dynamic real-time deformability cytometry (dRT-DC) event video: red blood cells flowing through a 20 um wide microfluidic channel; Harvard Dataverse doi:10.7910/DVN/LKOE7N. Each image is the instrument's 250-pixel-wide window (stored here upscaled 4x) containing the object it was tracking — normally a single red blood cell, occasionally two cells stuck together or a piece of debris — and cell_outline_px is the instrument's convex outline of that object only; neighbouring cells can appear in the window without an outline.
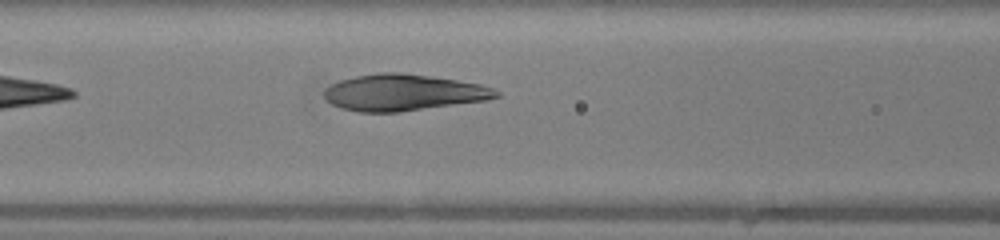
{"species": "human", "species_latin": "Homo sapiens", "temperature_condition": "warm", "stored_images_in_passage": 26, "camera_frame_rate_fps": 3000, "um_per_image_px": 0.085, "donor": {"sex": "female"}, "frame": {"image": 1, "passage_image": 5, "time_ms": 1.333, "image_size_px": [1000, 240], "cell_outline_px": [[500, 96], [488, 100], [400, 112], [356, 112], [340, 108], [332, 104], [324, 96], [324, 88], [340, 80], [356, 76], [380, 72], [400, 72], [456, 80], [480, 84], [492, 88], [500, 92]], "centroid_in_image_um": [34.27, 7.87], "position_along_channel_um": 132.3, "area_um2": 36.53}}
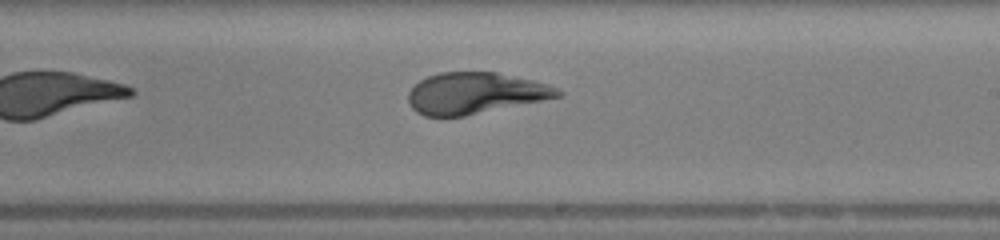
{"frame": {"image": 2, "passage_image": 13, "time_ms": 4.0, "image_size_px": [1000, 240], "cell_outline_px": [[564, 92], [560, 96], [464, 116], [424, 116], [416, 112], [412, 108], [408, 100], [408, 92], [420, 80], [428, 76], [440, 72], [496, 72], [532, 80], [548, 84]], "centroid_in_image_um": [40.35, 7.92], "position_along_channel_um": 248.7, "area_um2": 35.6}}
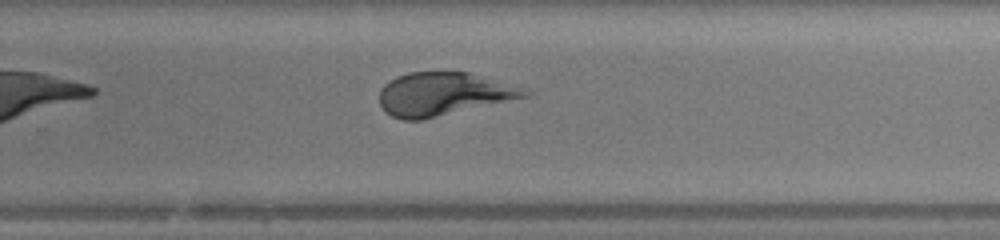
{"frame": {"image": 3, "passage_image": 16, "time_ms": 5.0, "image_size_px": [1000, 240], "cell_outline_px": [[532, 92], [528, 96], [420, 120], [404, 120], [392, 116], [384, 112], [380, 104], [380, 88], [384, 84], [396, 76], [408, 72], [468, 72]], "centroid_in_image_um": [37.58, 7.99], "position_along_channel_um": 292.2, "area_um2": 35.84}}